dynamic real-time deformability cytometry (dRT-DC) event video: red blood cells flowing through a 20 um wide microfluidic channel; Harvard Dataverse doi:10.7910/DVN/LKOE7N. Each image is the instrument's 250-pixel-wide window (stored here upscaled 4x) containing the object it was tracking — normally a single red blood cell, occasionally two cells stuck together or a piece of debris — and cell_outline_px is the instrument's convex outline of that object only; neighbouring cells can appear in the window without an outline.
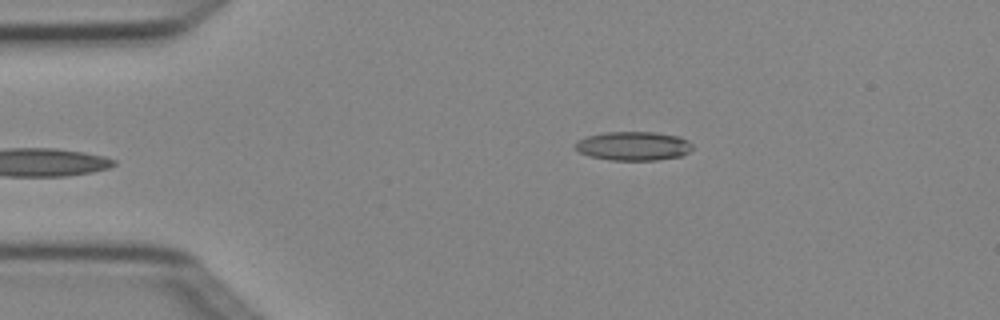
{"species": "Egyptian fruit bat (a non-hibernating species)", "species_latin": "Rousettus aegyptiacus", "temperature_condition": "cold", "stored_images_in_passage": 4, "camera_frame_rate_fps": 3000, "um_per_image_px": 0.085, "animal": {"sex": "female"}, "frame": {"image": 1, "passage_image": 4, "time_ms": 1.0, "image_size_px": [1000, 320], "cell_outline_px": [[692, 148], [688, 152], [680, 156], [656, 160], [608, 160], [588, 156], [572, 148], [572, 144], [576, 140], [588, 136], [604, 132], [656, 132], [680, 136], [688, 140], [692, 144]], "centroid_in_image_um": [53.78, 12.4], "position_along_channel_um": 31.2, "area_um2": 20.06}}